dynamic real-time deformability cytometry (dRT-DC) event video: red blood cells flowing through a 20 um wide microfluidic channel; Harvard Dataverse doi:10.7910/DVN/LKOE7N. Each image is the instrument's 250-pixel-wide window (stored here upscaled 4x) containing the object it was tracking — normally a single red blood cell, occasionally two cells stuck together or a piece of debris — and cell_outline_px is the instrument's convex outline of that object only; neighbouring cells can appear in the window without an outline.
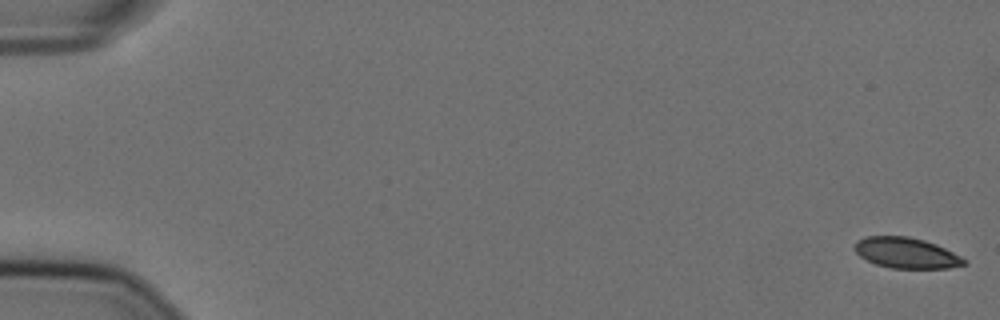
{"species": "Egyptian fruit bat (a non-hibernating species)", "species_latin": "Rousettus aegyptiacus", "temperature_condition": "cold", "stored_images_in_passage": 58, "camera_frame_rate_fps": 3000, "um_per_image_px": 0.085, "animal": {"sex": "female"}, "frame": {"image": 1, "passage_image": 1, "time_ms": 0.0, "image_size_px": [1000, 320], "cell_outline_px": [[968, 264], [948, 268], [892, 268], [876, 264], [860, 256], [852, 248], [856, 240], [864, 236], [908, 236], [924, 240], [936, 244], [960, 256]], "centroid_in_image_um": [76.99, 21.49], "position_along_channel_um": 8.0, "area_um2": 19.54}}
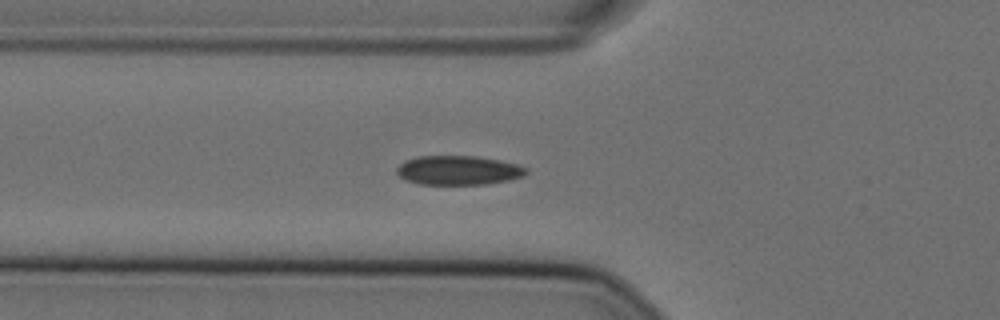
{"frame": {"image": 2, "passage_image": 21, "time_ms": 6.667, "image_size_px": [1000, 320], "cell_outline_px": [[528, 172], [524, 176], [508, 180], [484, 184], [420, 184], [408, 180], [400, 176], [396, 172], [396, 168], [404, 160], [416, 156], [476, 156], [516, 164], [528, 168]], "centroid_in_image_um": [38.95, 14.47], "position_along_channel_um": 86.9, "area_um2": 21.91}}
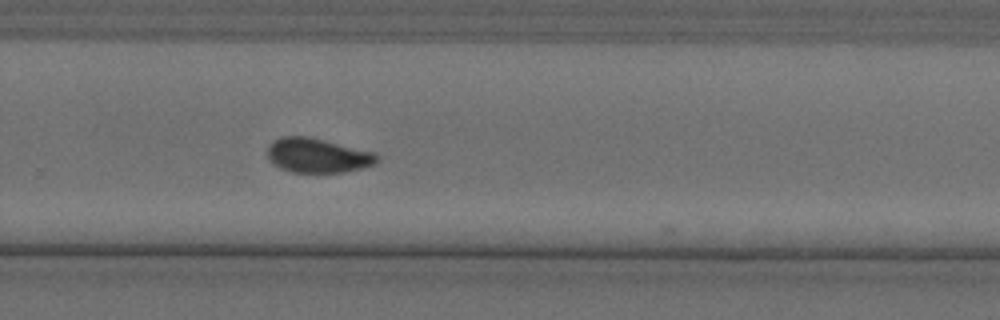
{"frame": {"image": 3, "passage_image": 39, "time_ms": 12.667, "image_size_px": [1000, 320], "cell_outline_px": [[380, 160], [376, 164], [344, 172], [292, 172], [280, 168], [272, 164], [268, 160], [268, 144], [280, 136], [308, 136], [376, 152], [380, 156]], "centroid_in_image_um": [27.01, 13.2], "position_along_channel_um": 302.8, "area_um2": 22.31}, "authors_computed_cell_mechanics": {"area_um2": 21.7906, "velocity_mm_per_s": 3.6037, "shape_relaxation_time_tau1_ms": null, "shape_relaxation_time_tau2_ms": 3.4569, "deformation_change_tau1": null, "deformation_change_tau2": 0.0392}}